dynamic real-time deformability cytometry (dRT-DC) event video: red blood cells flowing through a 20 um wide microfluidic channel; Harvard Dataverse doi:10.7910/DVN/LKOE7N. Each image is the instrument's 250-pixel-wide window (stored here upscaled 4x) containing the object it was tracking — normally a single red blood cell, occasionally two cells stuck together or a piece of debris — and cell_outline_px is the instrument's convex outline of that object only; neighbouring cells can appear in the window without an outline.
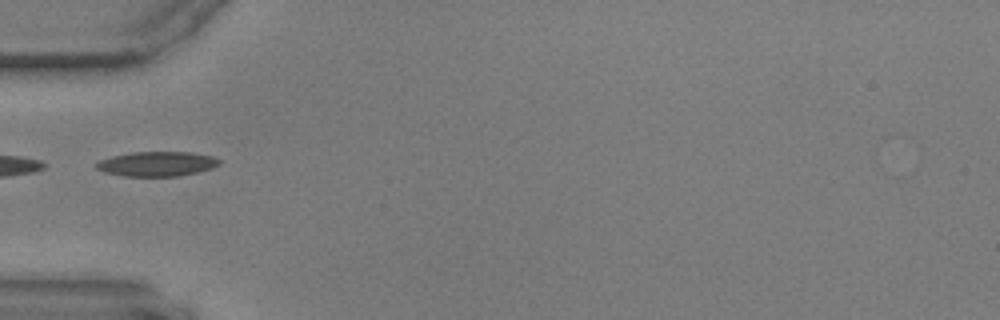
{"species": "common noctule bat (a hibernating species)", "species_latin": "Nyctalus noctula", "temperature_condition": "warm", "stored_images_in_passage": 38, "camera_frame_rate_fps": 3000, "um_per_image_px": 0.085, "animal": {"sex": "male", "body_mass_g": 17.9, "forearm_length_mm": 54.2}, "frame": {"image": 1, "passage_image": 1, "time_ms": 0.0, "image_size_px": [1000, 320], "cell_outline_px": [[220, 164], [212, 168], [196, 172], [176, 176], [124, 176], [104, 172], [96, 168], [96, 164], [100, 160], [112, 156], [132, 152], [192, 152], [212, 156], [220, 160]], "centroid_in_image_um": [13.34, 13.92], "position_along_channel_um": 71.7, "area_um2": 17.57}}